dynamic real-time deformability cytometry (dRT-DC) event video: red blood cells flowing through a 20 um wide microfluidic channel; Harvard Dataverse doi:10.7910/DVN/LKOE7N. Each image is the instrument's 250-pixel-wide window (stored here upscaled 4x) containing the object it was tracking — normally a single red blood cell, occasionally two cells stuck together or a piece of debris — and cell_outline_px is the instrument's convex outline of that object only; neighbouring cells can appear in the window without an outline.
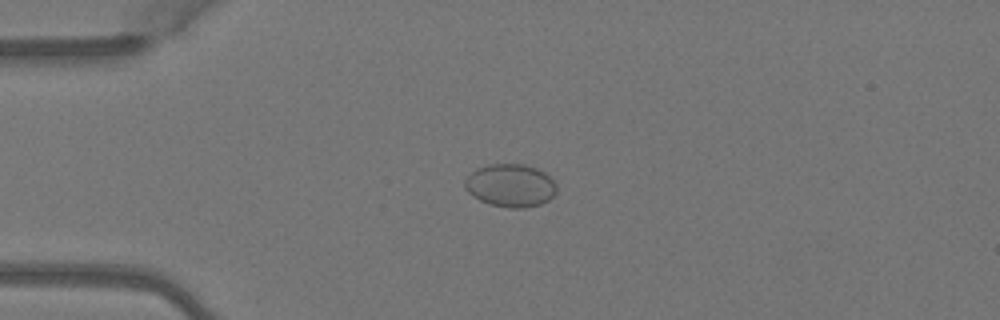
{"species": "Egyptian fruit bat (a non-hibernating species)", "species_latin": "Rousettus aegyptiacus", "temperature_condition": "warm", "stored_images_in_passage": 4, "camera_frame_rate_fps": 3000, "um_per_image_px": 0.085, "animal": {"sex": "female"}, "frame": {"image": 1, "passage_image": 3, "time_ms": 0.667, "image_size_px": [1000, 320], "cell_outline_px": [[556, 192], [548, 200], [540, 204], [524, 208], [508, 208], [488, 204], [472, 196], [464, 188], [464, 180], [476, 168], [488, 164], [524, 164], [536, 168], [544, 172], [556, 184]], "centroid_in_image_um": [43.36, 15.77], "position_along_channel_um": 41.6, "area_um2": 23.06}}